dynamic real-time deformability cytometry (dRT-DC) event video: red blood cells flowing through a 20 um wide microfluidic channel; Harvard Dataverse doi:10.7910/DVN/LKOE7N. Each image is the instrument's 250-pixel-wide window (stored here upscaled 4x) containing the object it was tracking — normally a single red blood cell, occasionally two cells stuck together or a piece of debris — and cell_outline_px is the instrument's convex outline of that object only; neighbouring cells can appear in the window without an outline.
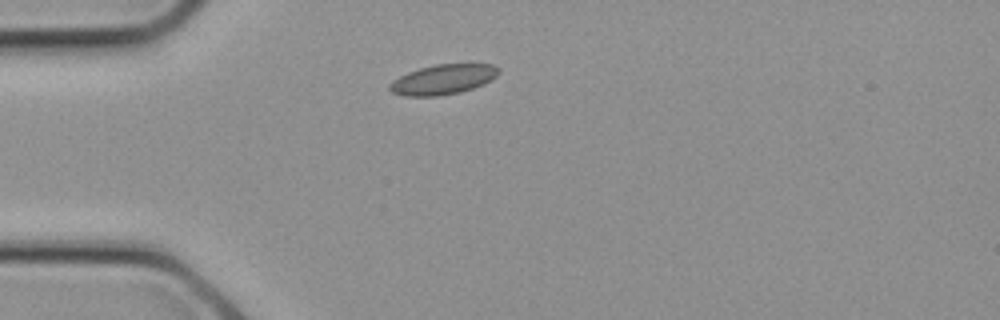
{"species": "common noctule bat (a hibernating species)", "species_latin": "Nyctalus noctula", "temperature_condition": "cold", "stored_images_in_passage": 7, "camera_frame_rate_fps": 3000, "um_per_image_px": 0.085, "animal": {"sex": "female", "body_mass_g": 21.9}, "frame": {"image": 1, "passage_image": 1, "time_ms": 0.0, "image_size_px": [1000, 320], "cell_outline_px": [[500, 72], [496, 76], [484, 84], [460, 92], [436, 96], [404, 96], [392, 92], [388, 88], [388, 84], [392, 80], [408, 72], [420, 68], [436, 64], [492, 64], [500, 68]], "centroid_in_image_um": [37.65, 6.75], "position_along_channel_um": 47.4, "area_um2": 19.02}}
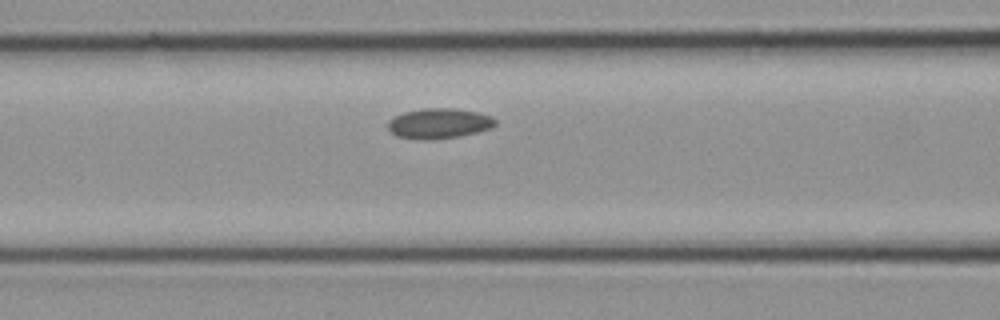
{"frame": {"image": 2, "passage_image": 5, "time_ms": 1.333, "image_size_px": [1000, 320], "cell_outline_px": [[496, 124], [492, 128], [480, 132], [460, 136], [436, 140], [420, 140], [396, 136], [388, 132], [388, 120], [404, 112], [424, 108], [452, 108], [476, 112], [492, 116], [496, 120]], "centroid_in_image_um": [37.31, 10.51], "position_along_channel_um": 129.3, "area_um2": 19.25}}
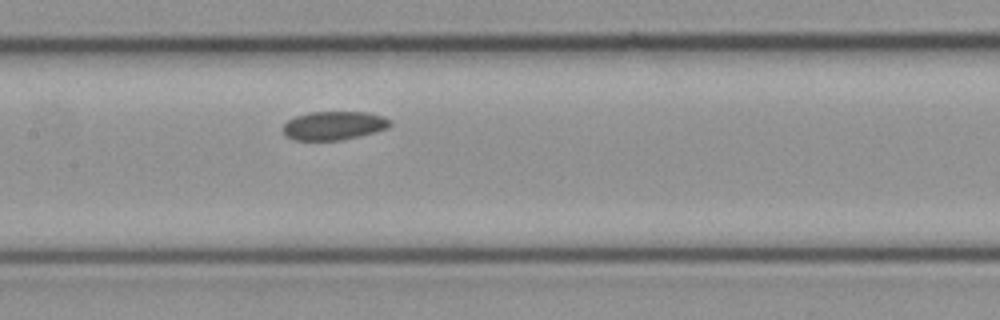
{"frame": {"image": 3, "passage_image": 7, "time_ms": 2.0, "image_size_px": [1000, 320], "cell_outline_px": [[392, 124], [388, 128], [376, 132], [340, 140], [296, 140], [288, 136], [284, 132], [284, 124], [288, 120], [296, 116], [312, 112], [368, 112], [384, 116], [392, 120]], "centroid_in_image_um": [28.45, 10.66], "position_along_channel_um": 179.0, "area_um2": 17.8}}